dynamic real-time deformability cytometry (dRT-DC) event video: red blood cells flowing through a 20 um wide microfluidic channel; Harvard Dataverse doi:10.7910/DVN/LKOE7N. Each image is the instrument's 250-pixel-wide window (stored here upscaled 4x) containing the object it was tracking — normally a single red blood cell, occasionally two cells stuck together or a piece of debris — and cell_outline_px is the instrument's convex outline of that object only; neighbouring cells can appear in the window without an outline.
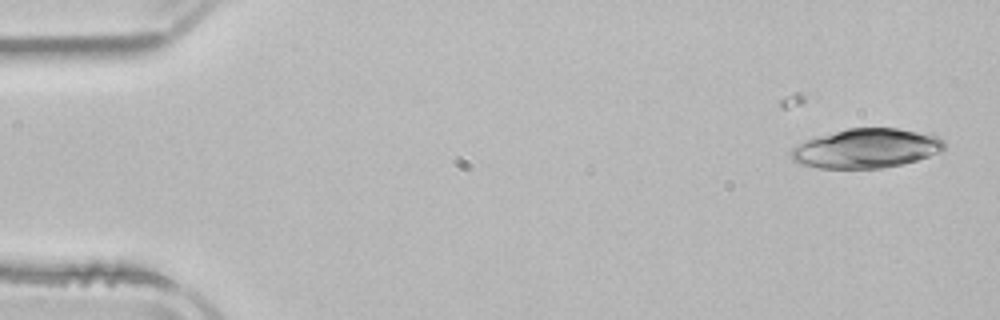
{"species": "common noctule bat (a hibernating species)", "species_latin": "Nyctalus noctula", "temperature_condition": "room temperature", "stored_images_in_passage": 6, "camera_frame_rate_fps": 3000, "um_per_image_px": 0.085, "animal": {"sex": "male", "body_mass_g": 21.5, "forearm_length_mm": 52.0}, "frame": {"image": 1, "passage_image": 2, "time_ms": 1.333, "image_size_px": [1000, 320], "cell_outline_px": [[944, 148], [940, 152], [916, 160], [884, 168], [820, 168], [804, 164], [792, 160], [788, 152], [796, 144], [820, 136], [848, 128], [896, 128], [936, 136], [944, 140]], "centroid_in_image_um": [73.61, 12.62], "position_along_channel_um": 11.4, "area_um2": 34.68}}
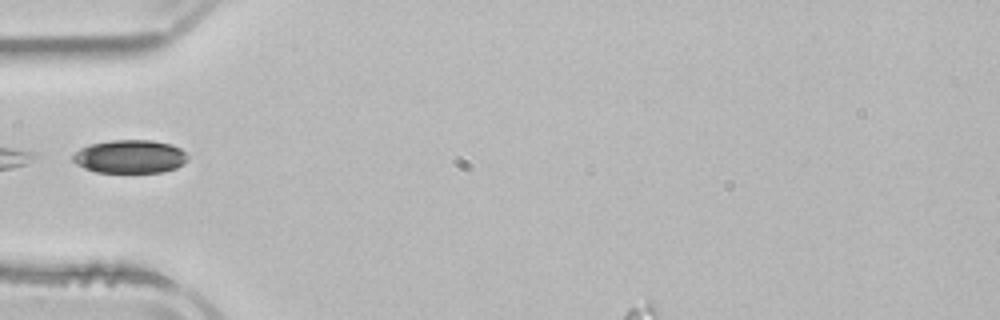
{"frame": {"image": 2, "passage_image": 5, "time_ms": 6.333, "image_size_px": [1000, 320], "cell_outline_px": [[188, 160], [184, 164], [176, 168], [164, 172], [96, 172], [84, 168], [76, 164], [72, 160], [72, 156], [80, 148], [92, 144], [112, 140], [152, 140], [172, 144], [180, 148], [188, 156]], "centroid_in_image_um": [11.07, 13.31], "position_along_channel_um": 73.9, "area_um2": 22.37}}
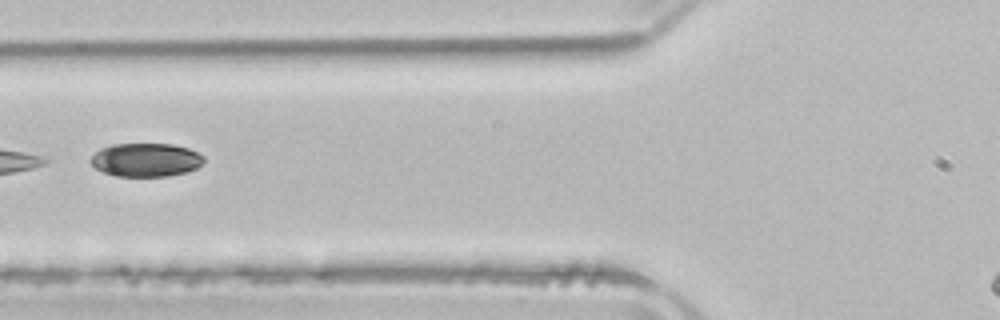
{"frame": {"image": 3, "passage_image": 6, "time_ms": 7.333, "image_size_px": [1000, 320], "cell_outline_px": [[204, 160], [196, 168], [184, 172], [168, 176], [116, 176], [104, 172], [96, 168], [88, 160], [100, 148], [112, 144], [172, 144], [188, 148], [204, 156]], "centroid_in_image_um": [12.37, 13.58], "position_along_channel_um": 113.4, "area_um2": 21.96}}